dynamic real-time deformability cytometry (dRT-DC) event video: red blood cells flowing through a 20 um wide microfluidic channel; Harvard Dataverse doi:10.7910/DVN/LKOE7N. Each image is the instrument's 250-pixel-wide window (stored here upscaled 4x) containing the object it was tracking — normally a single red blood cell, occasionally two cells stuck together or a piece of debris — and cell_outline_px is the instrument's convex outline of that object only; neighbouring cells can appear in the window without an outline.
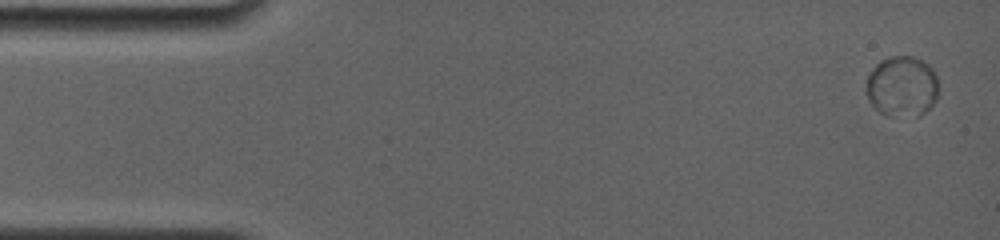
{"species": "common noctule bat (a hibernating species)", "species_latin": "Nyctalus noctula", "temperature_condition": "room temperature", "stored_images_in_passage": 22, "camera_frame_rate_fps": 4000, "um_per_image_px": 0.085, "animal": {"sex": "female", "body_mass_g": 19.0, "forearm_length_mm": 56.7}, "frame": {"image": 1, "passage_image": 1, "time_ms": 0.0, "image_size_px": [1000, 240], "cell_outline_px": [[936, 100], [920, 116], [884, 116], [868, 100], [868, 76], [872, 68], [880, 60], [892, 56], [912, 56], [928, 64], [932, 68], [936, 76]], "centroid_in_image_um": [76.66, 7.35], "position_along_channel_um": 8.3, "area_um2": 25.32}}
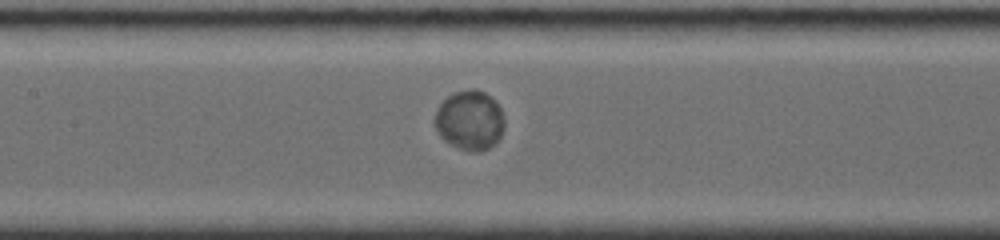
{"frame": {"image": 2, "passage_image": 10, "time_ms": 7.5, "image_size_px": [1000, 240], "cell_outline_px": [[504, 128], [496, 144], [480, 152], [472, 152], [460, 148], [444, 140], [440, 136], [432, 120], [436, 108], [448, 96], [456, 92], [484, 92], [496, 100], [504, 116]], "centroid_in_image_um": [39.92, 10.27], "position_along_channel_um": 167.5, "area_um2": 24.04}}
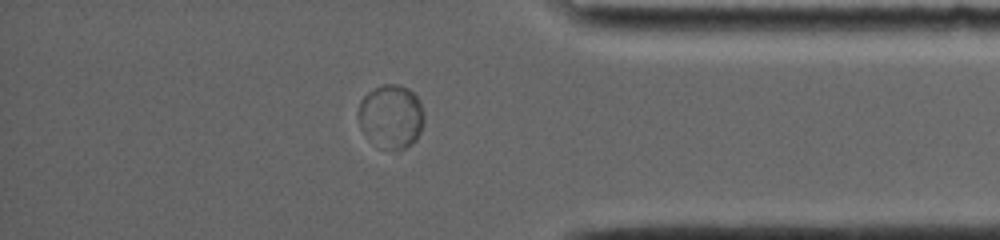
{"frame": {"image": 3, "passage_image": 19, "time_ms": 14.0, "image_size_px": [1000, 240], "cell_outline_px": [[424, 124], [416, 140], [404, 148], [392, 148], [364, 132], [360, 128], [360, 100], [368, 92], [384, 84], [396, 84], [408, 88], [420, 100], [424, 112]], "centroid_in_image_um": [33.32, 9.81], "position_along_channel_um": 401.9, "area_um2": 23.35}, "authors_computed_cell_mechanics": {"area_um2": 23.7269, "velocity_mm_per_s": 3.7129, "shape_relaxation_time_tau1_ms": 1.3191, "shape_relaxation_time_tau2_ms": null, "deformation_change_tau1": 0.0109, "deformation_change_tau2": null}}